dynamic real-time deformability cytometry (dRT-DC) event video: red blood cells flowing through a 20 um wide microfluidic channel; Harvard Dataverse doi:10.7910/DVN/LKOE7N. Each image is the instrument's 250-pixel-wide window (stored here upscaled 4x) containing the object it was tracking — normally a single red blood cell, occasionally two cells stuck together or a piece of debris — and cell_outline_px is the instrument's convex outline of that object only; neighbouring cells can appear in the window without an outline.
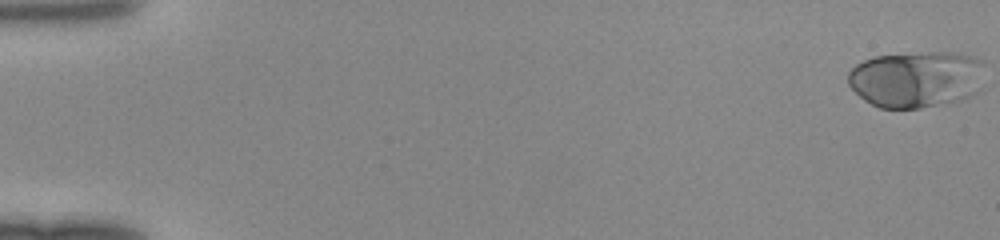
{"species": "human", "species_latin": "Homo sapiens", "temperature_condition": "room temperature", "stored_images_in_passage": 48, "camera_frame_rate_fps": 3000, "um_per_image_px": 0.085, "donor": {"sex": "female"}, "frame": {"image": 1, "passage_image": 1, "time_ms": 0.0, "image_size_px": [1000, 240], "cell_outline_px": [[984, 88], [980, 92], [964, 100], [920, 108], [880, 108], [864, 100], [848, 84], [848, 72], [856, 64], [864, 60], [876, 56], [928, 52], [960, 52], [976, 56], [984, 60]], "centroid_in_image_um": [78.0, 6.73], "position_along_channel_um": 7.0, "area_um2": 46.18}}
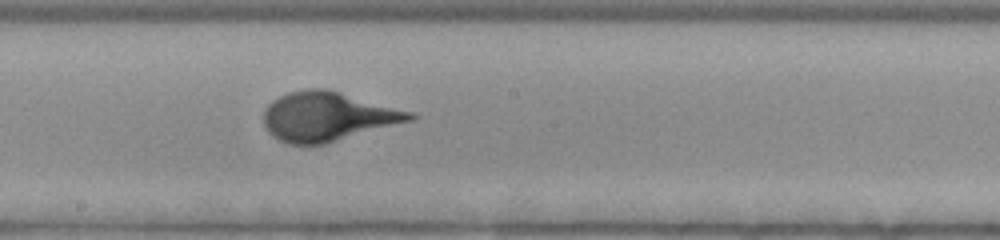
{"frame": {"image": 2, "passage_image": 28, "time_ms": 9.0, "image_size_px": [1000, 240], "cell_outline_px": [[420, 116], [412, 120], [324, 144], [288, 144], [272, 136], [268, 132], [264, 124], [264, 108], [272, 100], [288, 92], [308, 88], [328, 88], [412, 112]], "centroid_in_image_um": [27.83, 9.89], "position_along_channel_um": 220.4, "area_um2": 41.85}}
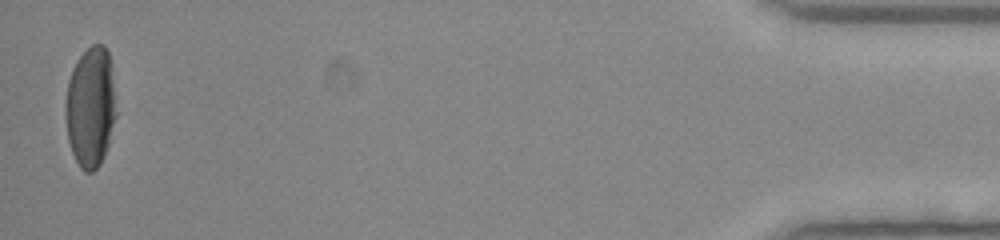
{"frame": {"image": 3, "passage_image": 48, "time_ms": 15.667, "image_size_px": [1000, 240], "cell_outline_px": [[116, 116], [108, 144], [104, 156], [100, 164], [92, 172], [84, 172], [80, 168], [72, 152], [68, 140], [64, 116], [64, 104], [68, 80], [72, 68], [80, 56], [92, 44], [104, 44], [108, 52], [116, 112]], "centroid_in_image_um": [7.66, 9.13], "position_along_channel_um": 427.5, "area_um2": 35.55}}